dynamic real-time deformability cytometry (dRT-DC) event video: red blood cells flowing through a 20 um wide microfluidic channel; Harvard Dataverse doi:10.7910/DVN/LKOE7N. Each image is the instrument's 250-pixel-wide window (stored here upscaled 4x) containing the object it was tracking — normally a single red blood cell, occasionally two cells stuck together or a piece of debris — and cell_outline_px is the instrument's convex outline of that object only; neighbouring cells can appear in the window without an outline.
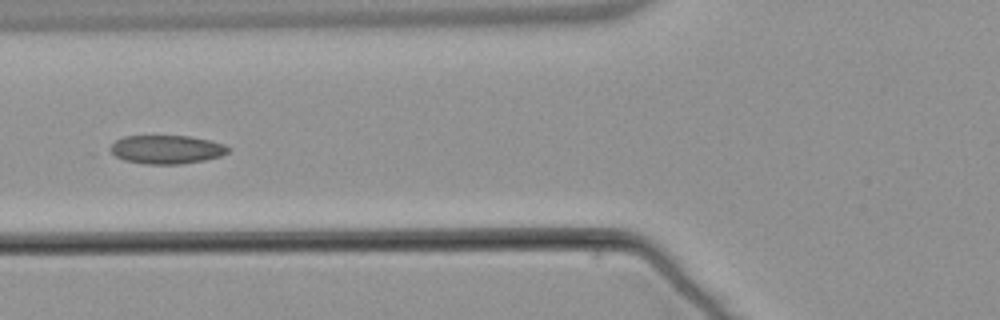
{"species": "common noctule bat (a hibernating species)", "species_latin": "Nyctalus noctula", "temperature_condition": "warm", "stored_images_in_passage": 7, "camera_frame_rate_fps": 3000, "um_per_image_px": 0.085, "animal": {"sex": "male", "body_mass_g": 21.5, "forearm_length_mm": 52.0}, "frame": {"image": 1, "passage_image": 5, "time_ms": 6.333, "image_size_px": [1000, 320], "cell_outline_px": [[232, 148], [228, 152], [220, 156], [204, 160], [180, 164], [144, 164], [124, 160], [108, 152], [108, 148], [116, 140], [124, 136], [188, 136], [208, 140], [224, 144]], "centroid_in_image_um": [14.13, 12.71], "position_along_channel_um": 111.7, "area_um2": 19.71}}